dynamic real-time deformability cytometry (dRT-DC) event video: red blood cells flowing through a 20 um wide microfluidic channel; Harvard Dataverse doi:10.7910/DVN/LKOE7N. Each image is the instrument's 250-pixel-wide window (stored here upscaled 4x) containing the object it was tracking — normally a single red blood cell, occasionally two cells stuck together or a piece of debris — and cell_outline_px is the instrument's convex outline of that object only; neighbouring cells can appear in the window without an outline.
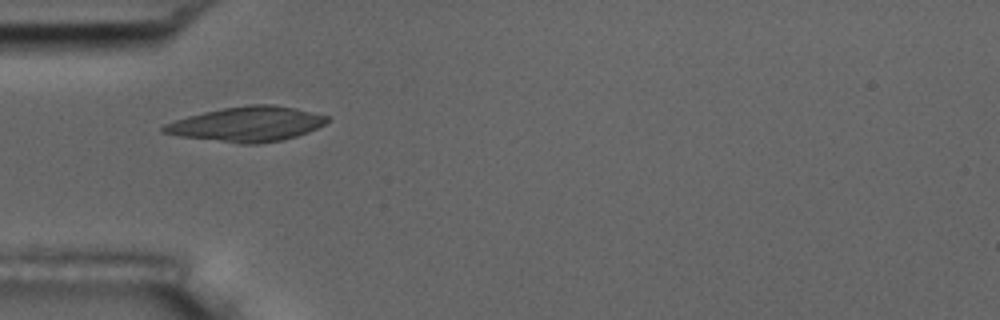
{"species": "common noctule bat (a hibernating species)", "species_latin": "Nyctalus noctula", "temperature_condition": "room temperature", "stored_images_in_passage": 6, "camera_frame_rate_fps": 3000, "um_per_image_px": 0.085, "animal": {"sex": "male", "body_mass_g": 17.5, "forearm_length_mm": 52.3}, "frame": {"image": 1, "passage_image": 5, "time_ms": 5.667, "image_size_px": [1000, 320], "cell_outline_px": [[332, 120], [308, 132], [284, 140], [260, 144], [240, 144], [180, 136], [160, 132], [160, 128], [164, 124], [188, 116], [204, 112], [224, 108], [248, 104], [272, 104], [292, 108], [328, 116]], "centroid_in_image_um": [20.99, 10.56], "position_along_channel_um": 64.0, "area_um2": 33.12}}